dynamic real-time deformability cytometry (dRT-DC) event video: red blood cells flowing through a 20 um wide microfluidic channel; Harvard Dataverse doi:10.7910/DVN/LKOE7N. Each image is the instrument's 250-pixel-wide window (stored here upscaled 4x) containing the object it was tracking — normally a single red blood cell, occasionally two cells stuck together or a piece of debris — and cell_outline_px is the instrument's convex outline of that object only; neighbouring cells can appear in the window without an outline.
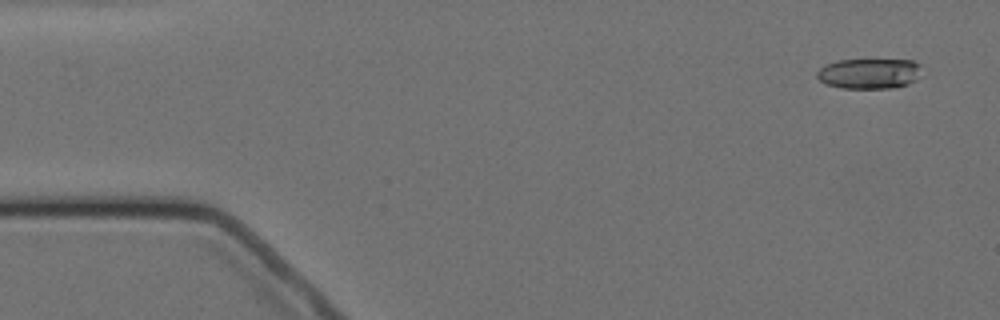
{"species": "Egyptian fruit bat (a non-hibernating species)", "species_latin": "Rousettus aegyptiacus", "temperature_condition": "cold", "stored_images_in_passage": 4, "camera_frame_rate_fps": 3000, "um_per_image_px": 0.085, "animal": {"sex": "female"}, "frame": {"image": 1, "passage_image": 1, "time_ms": 0.0, "image_size_px": [1000, 320], "cell_outline_px": [[920, 64], [916, 80], [908, 84], [892, 88], [840, 88], [828, 84], [820, 80], [816, 76], [816, 72], [824, 64], [836, 60], [912, 60]], "centroid_in_image_um": [73.84, 6.25], "position_along_channel_um": 11.2, "area_um2": 18.44}}
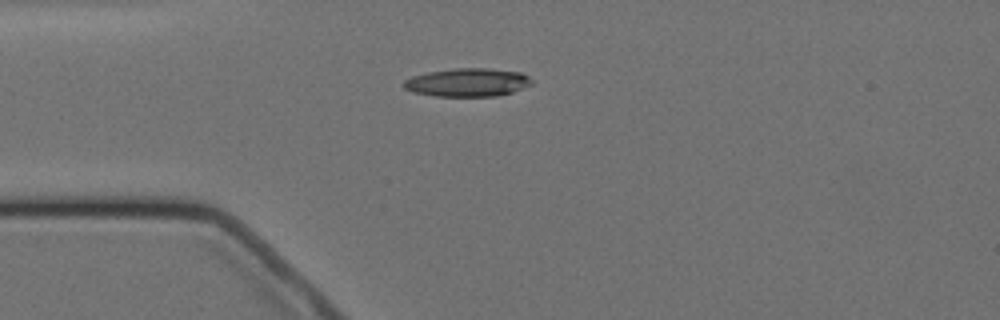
{"frame": {"image": 2, "passage_image": 4, "time_ms": 3.667, "image_size_px": [1000, 320], "cell_outline_px": [[532, 84], [524, 88], [512, 92], [496, 96], [436, 96], [412, 92], [404, 88], [404, 80], [412, 76], [428, 72], [456, 68], [488, 68], [520, 72], [528, 76], [532, 80]], "centroid_in_image_um": [39.75, 7.0], "position_along_channel_um": 45.3, "area_um2": 21.1}}